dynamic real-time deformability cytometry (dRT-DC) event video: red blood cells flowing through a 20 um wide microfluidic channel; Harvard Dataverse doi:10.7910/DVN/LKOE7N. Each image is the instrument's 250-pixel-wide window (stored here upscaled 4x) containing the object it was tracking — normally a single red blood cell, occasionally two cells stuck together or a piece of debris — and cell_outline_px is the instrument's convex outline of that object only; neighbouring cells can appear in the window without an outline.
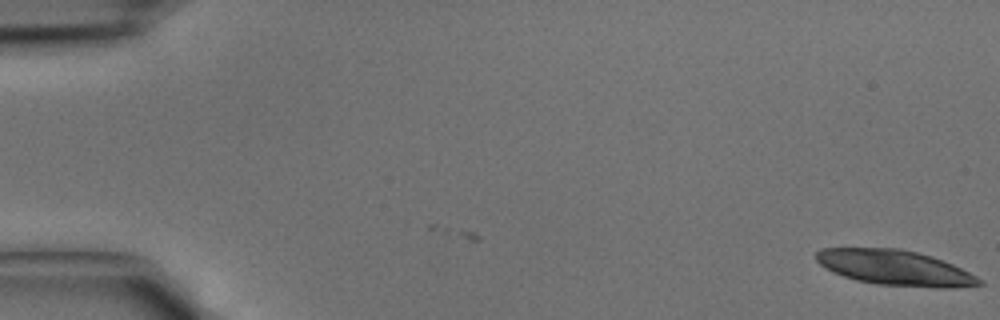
{"species": "common noctule bat (a hibernating species)", "species_latin": "Nyctalus noctula", "temperature_condition": "cold", "stored_images_in_passage": 5, "camera_frame_rate_fps": 3000, "um_per_image_px": 0.085, "animal": {"sex": "male", "body_mass_g": 15.6}, "frame": {"image": 1, "passage_image": 5, "time_ms": 1.333, "image_size_px": [1000, 320], "cell_outline_px": [[984, 284], [952, 288], [936, 288], [876, 284], [856, 280], [832, 272], [820, 264], [816, 260], [816, 252], [820, 248], [900, 248], [932, 256], [952, 264], [984, 280]], "centroid_in_image_um": [76.08, 22.76], "position_along_channel_um": 8.9, "area_um2": 33.52}}